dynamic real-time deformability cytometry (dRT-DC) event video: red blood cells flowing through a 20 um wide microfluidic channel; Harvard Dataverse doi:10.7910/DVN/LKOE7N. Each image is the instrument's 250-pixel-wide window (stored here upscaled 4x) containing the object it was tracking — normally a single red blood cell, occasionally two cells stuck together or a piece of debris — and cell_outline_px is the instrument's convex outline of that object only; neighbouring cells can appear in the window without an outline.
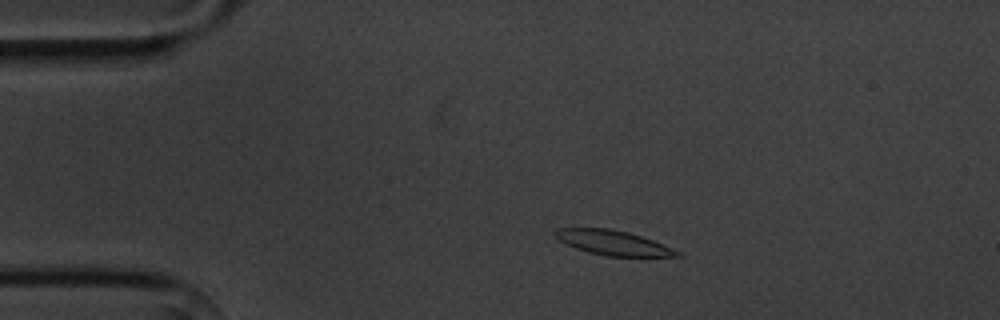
{"species": "common noctule bat (a hibernating species)", "species_latin": "Nyctalus noctula", "temperature_condition": "cold", "stored_images_in_passage": 2, "camera_frame_rate_fps": 3000, "um_per_image_px": 0.085, "animal": {"sex": "male", "body_mass_g": 20.1, "forearm_length_mm": 53.5}, "frame": {"image": 1, "passage_image": 1, "time_ms": 0.0, "image_size_px": [1000, 320], "cell_outline_px": [[684, 256], [608, 256], [588, 252], [576, 248], [560, 240], [552, 232], [556, 228], [608, 228], [628, 232], [652, 240], [672, 248], [680, 252]], "centroid_in_image_um": [52.1, 20.63], "position_along_channel_um": 32.9, "area_um2": 17.28}}